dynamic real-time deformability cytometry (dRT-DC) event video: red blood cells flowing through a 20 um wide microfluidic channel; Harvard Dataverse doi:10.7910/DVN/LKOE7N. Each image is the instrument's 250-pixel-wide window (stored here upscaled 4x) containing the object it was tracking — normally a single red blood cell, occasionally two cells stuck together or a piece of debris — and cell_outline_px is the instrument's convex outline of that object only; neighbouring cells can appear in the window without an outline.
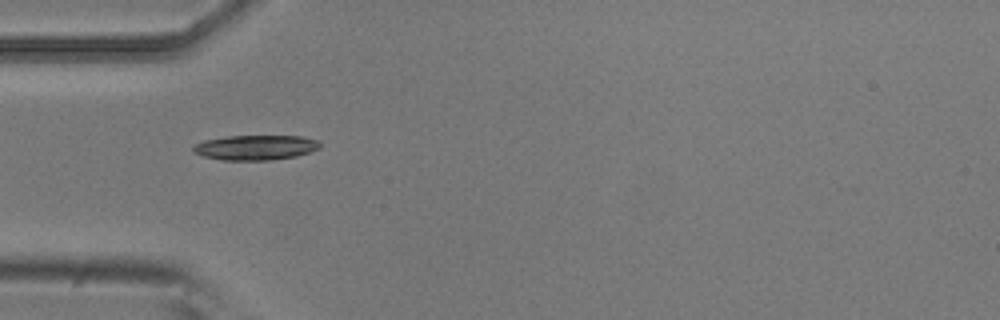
{"species": "common noctule bat (a hibernating species)", "species_latin": "Nyctalus noctula", "temperature_condition": "room temperature", "stored_images_in_passage": 1, "camera_frame_rate_fps": 3000, "um_per_image_px": 0.085, "animal": {"sex": "male", "body_mass_g": 20.5, "forearm_length_mm": 52.5}, "frame": {"image": 1, "passage_image": 1, "time_ms": 0.0, "image_size_px": [1000, 320], "cell_outline_px": [[320, 148], [296, 156], [272, 160], [224, 160], [204, 156], [192, 152], [192, 148], [196, 144], [204, 140], [228, 136], [304, 136], [316, 140], [320, 144]], "centroid_in_image_um": [21.71, 12.53], "position_along_channel_um": 63.3, "area_um2": 18.32}}